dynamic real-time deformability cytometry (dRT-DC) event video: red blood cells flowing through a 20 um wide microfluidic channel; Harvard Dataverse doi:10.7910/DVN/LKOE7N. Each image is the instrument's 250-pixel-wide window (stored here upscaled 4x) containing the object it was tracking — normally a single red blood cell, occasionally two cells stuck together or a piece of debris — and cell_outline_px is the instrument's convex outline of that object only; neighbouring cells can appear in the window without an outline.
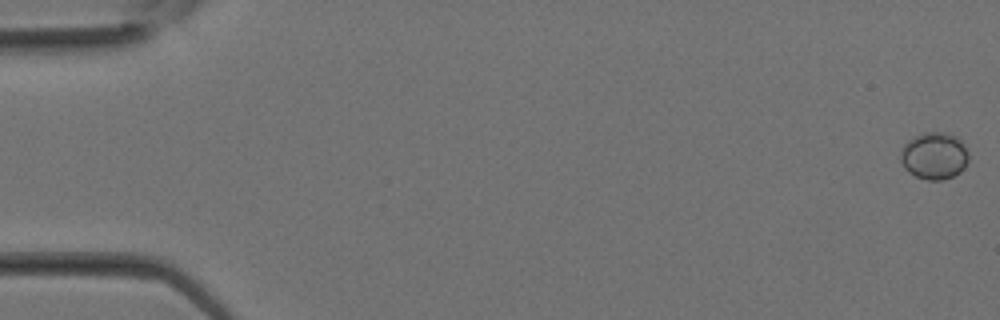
{"species": "Egyptian fruit bat (a non-hibernating species)", "species_latin": "Rousettus aegyptiacus", "temperature_condition": "room temperature", "stored_images_in_passage": 34, "camera_frame_rate_fps": 3000, "um_per_image_px": 0.085, "animal": {"sex": "female"}, "frame": {"image": 1, "passage_image": 1, "time_ms": 0.0, "image_size_px": [1000, 320], "cell_outline_px": [[968, 160], [964, 168], [960, 172], [952, 176], [940, 180], [928, 180], [916, 176], [908, 172], [904, 168], [900, 160], [900, 152], [904, 144], [908, 140], [924, 132], [948, 132], [956, 136], [964, 144], [968, 152]], "centroid_in_image_um": [79.4, 13.23], "position_along_channel_um": 5.6, "area_um2": 18.79}}
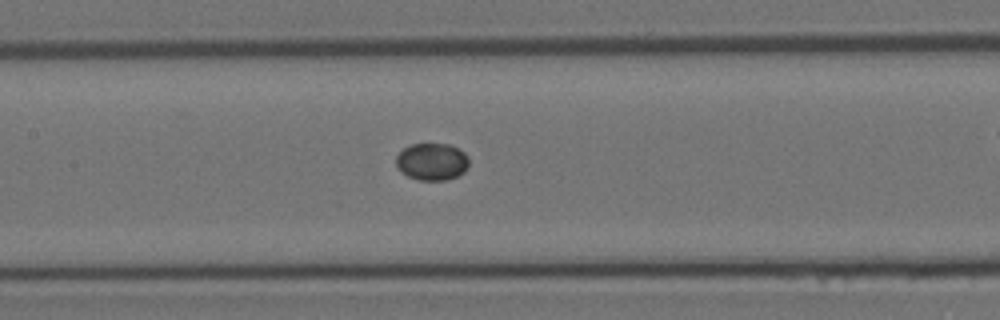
{"frame": {"image": 2, "passage_image": 16, "time_ms": 5.0, "image_size_px": [1000, 320], "cell_outline_px": [[468, 164], [464, 172], [456, 176], [444, 180], [420, 180], [408, 176], [400, 172], [396, 168], [396, 156], [404, 148], [412, 144], [448, 144], [464, 152], [468, 156]], "centroid_in_image_um": [36.69, 13.74], "position_along_channel_um": 170.7, "area_um2": 15.72}}
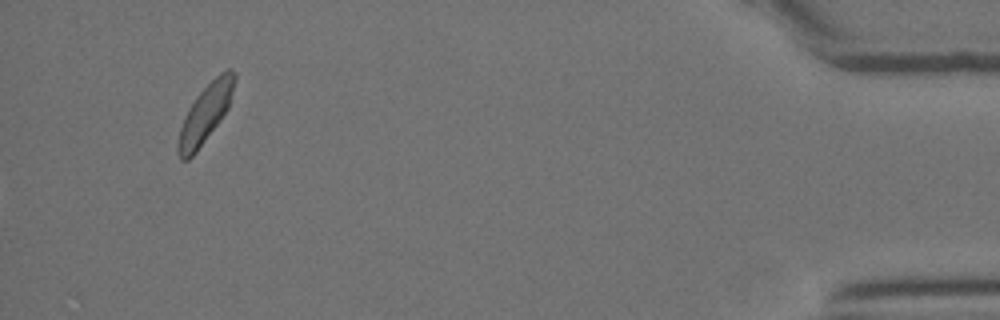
{"frame": {"image": 3, "passage_image": 34, "time_ms": 11.0, "image_size_px": [1000, 320], "cell_outline_px": [[236, 80], [228, 108], [220, 120], [196, 152], [188, 160], [180, 160], [176, 152], [176, 148], [180, 128], [184, 116], [188, 108], [196, 96], [220, 72], [228, 68], [232, 68], [236, 72]], "centroid_in_image_um": [17.44, 9.64], "position_along_channel_um": 417.8, "area_um2": 19.13}}